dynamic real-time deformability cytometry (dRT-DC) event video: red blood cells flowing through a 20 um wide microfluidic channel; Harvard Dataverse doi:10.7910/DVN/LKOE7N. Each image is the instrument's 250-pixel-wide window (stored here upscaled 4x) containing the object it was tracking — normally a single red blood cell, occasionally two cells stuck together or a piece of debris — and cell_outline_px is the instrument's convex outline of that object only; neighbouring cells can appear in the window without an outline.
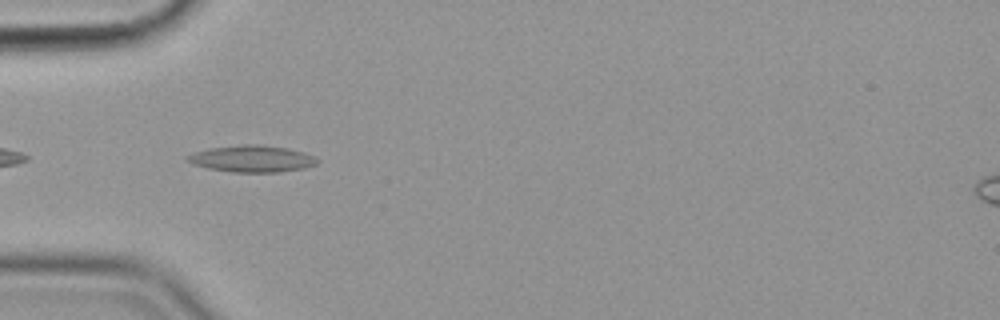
{"species": "common noctule bat (a hibernating species)", "species_latin": "Nyctalus noctula", "temperature_condition": "cold", "stored_images_in_passage": 40, "camera_frame_rate_fps": 3000, "um_per_image_px": 0.085, "animal": {"sex": "female", "body_mass_g": 19.9}, "frame": {"image": 1, "passage_image": 2, "time_ms": 0.333, "image_size_px": [1000, 320], "cell_outline_px": [[320, 160], [316, 164], [304, 168], [280, 172], [232, 172], [208, 168], [192, 164], [184, 160], [184, 156], [208, 148], [244, 144], [260, 144], [288, 148], [304, 152]], "centroid_in_image_um": [21.39, 13.49], "position_along_channel_um": 63.6, "area_um2": 20.35}}
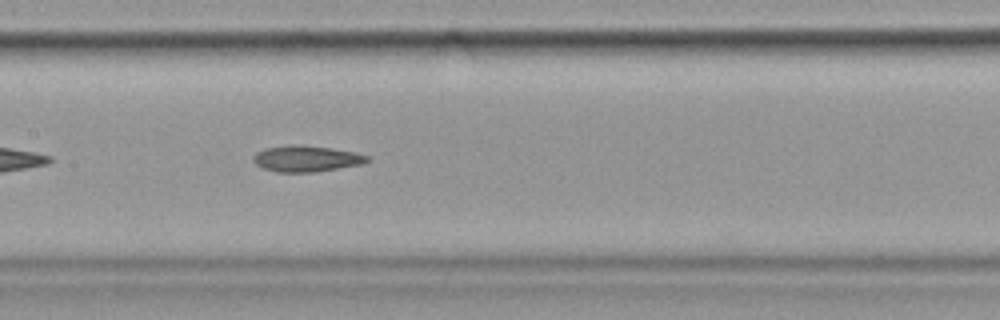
{"frame": {"image": 2, "passage_image": 12, "time_ms": 3.667, "image_size_px": [1000, 320], "cell_outline_px": [[368, 160], [364, 164], [316, 172], [276, 172], [264, 168], [256, 164], [252, 160], [252, 156], [256, 152], [264, 148], [296, 144], [300, 144], [332, 148], [356, 152], [368, 156]], "centroid_in_image_um": [26.03, 13.48], "position_along_channel_um": 181.4, "area_um2": 17.51}}
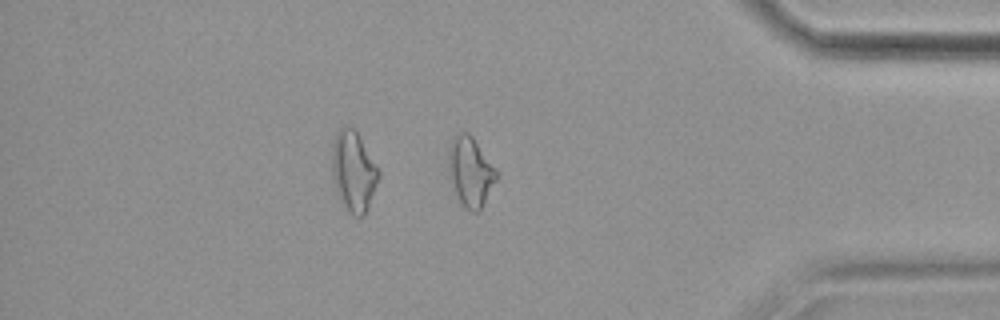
{"frame": {"image": 3, "passage_image": 32, "time_ms": 10.333, "image_size_px": [1000, 320], "cell_outline_px": [[500, 172], [480, 212], [472, 212], [464, 208], [460, 204], [448, 172], [448, 156], [452, 140], [456, 132], [468, 132], [472, 136]], "centroid_in_image_um": [40.01, 14.61], "position_along_channel_um": 395.2, "area_um2": 19.71}}